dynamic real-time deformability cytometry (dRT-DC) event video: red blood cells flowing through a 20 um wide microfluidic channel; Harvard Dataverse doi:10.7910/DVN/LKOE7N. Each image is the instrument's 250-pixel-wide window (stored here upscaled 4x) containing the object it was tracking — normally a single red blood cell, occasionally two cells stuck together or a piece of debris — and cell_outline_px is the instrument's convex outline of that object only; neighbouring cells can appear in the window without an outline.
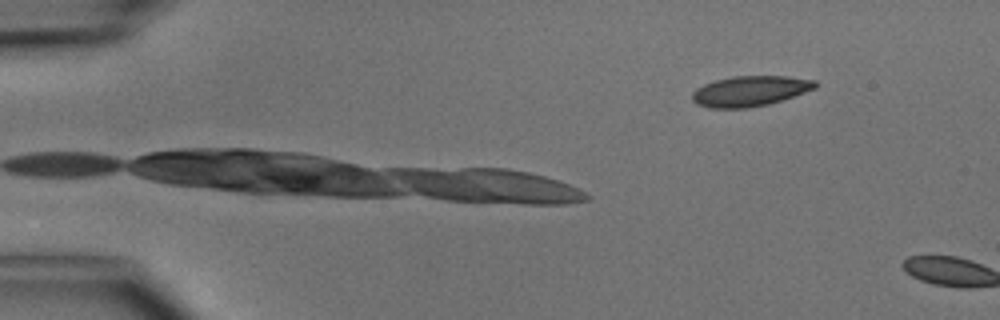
{"species": "common noctule bat (a hibernating species)", "species_latin": "Nyctalus noctula", "temperature_condition": "cold", "stored_images_in_passage": 12, "camera_frame_rate_fps": 3000, "um_per_image_px": 0.085, "animal": {"sex": "male", "body_mass_g": 15.6}, "frame": {"image": 1, "passage_image": 12, "time_ms": 3.667, "image_size_px": [1000, 320], "cell_outline_px": [[816, 88], [768, 104], [744, 108], [708, 108], [696, 104], [692, 100], [692, 92], [696, 88], [704, 84], [716, 80], [732, 76], [788, 76], [816, 80]], "centroid_in_image_um": [63.71, 7.73], "position_along_channel_um": 21.3, "area_um2": 21.68}}